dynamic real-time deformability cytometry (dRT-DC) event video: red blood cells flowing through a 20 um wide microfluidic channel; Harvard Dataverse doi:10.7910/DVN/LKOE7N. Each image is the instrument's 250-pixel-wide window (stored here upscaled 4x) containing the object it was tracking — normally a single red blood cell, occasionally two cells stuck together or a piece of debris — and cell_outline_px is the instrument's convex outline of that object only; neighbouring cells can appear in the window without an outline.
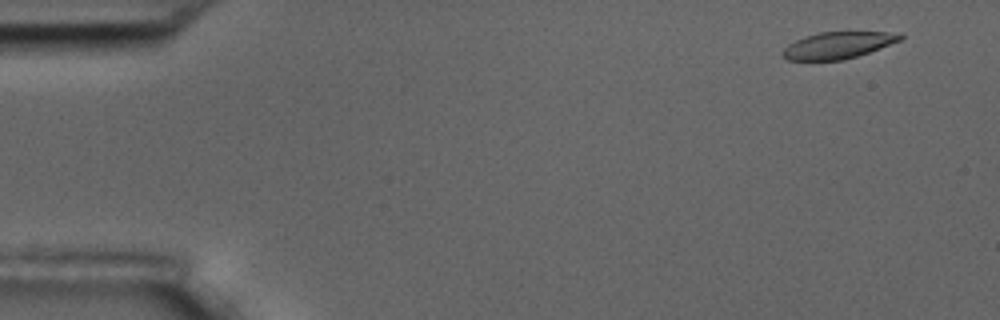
{"species": "common noctule bat (a hibernating species)", "species_latin": "Nyctalus noctula", "temperature_condition": "room temperature", "stored_images_in_passage": 5, "camera_frame_rate_fps": 3000, "um_per_image_px": 0.085, "animal": {"sex": "male", "body_mass_g": 17.5, "forearm_length_mm": 52.3}, "frame": {"image": 1, "passage_image": 1, "time_ms": 0.0, "image_size_px": [1000, 320], "cell_outline_px": [[904, 36], [900, 40], [868, 52], [844, 60], [788, 60], [784, 56], [784, 48], [788, 44], [804, 36], [820, 32], [900, 32]], "centroid_in_image_um": [71.23, 3.83], "position_along_channel_um": 13.8, "area_um2": 18.03}}
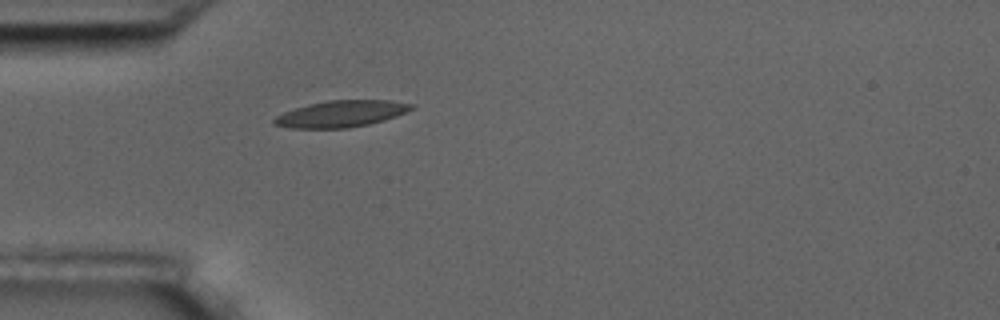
{"frame": {"image": 2, "passage_image": 5, "time_ms": 4.333, "image_size_px": [1000, 320], "cell_outline_px": [[416, 104], [412, 108], [396, 116], [384, 120], [368, 124], [348, 128], [288, 128], [272, 124], [272, 120], [276, 116], [284, 112], [308, 104], [328, 100], [388, 100]], "centroid_in_image_um": [28.96, 9.67], "position_along_channel_um": 56.0, "area_um2": 21.15}}